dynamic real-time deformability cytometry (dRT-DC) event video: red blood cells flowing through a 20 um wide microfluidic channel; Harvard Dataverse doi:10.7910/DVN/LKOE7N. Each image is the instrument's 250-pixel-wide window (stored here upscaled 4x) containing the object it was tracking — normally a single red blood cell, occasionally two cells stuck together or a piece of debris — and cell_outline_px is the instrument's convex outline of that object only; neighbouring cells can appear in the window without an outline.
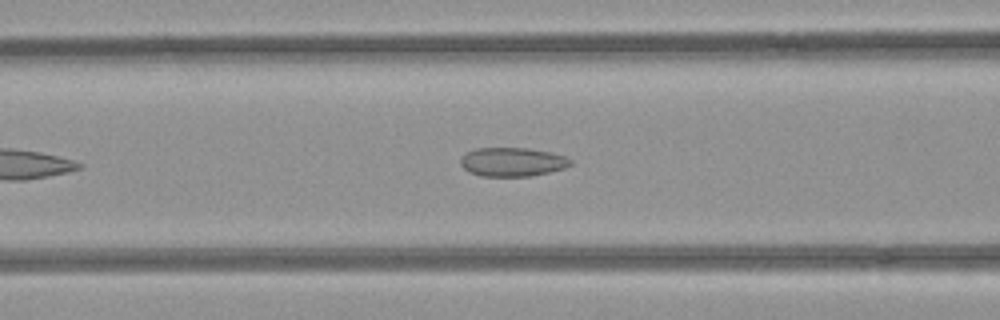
{"species": "common noctule bat (a hibernating species)", "species_latin": "Nyctalus noctula", "temperature_condition": "room temperature", "stored_images_in_passage": 27, "camera_frame_rate_fps": 3000, "um_per_image_px": 0.085, "animal": {"sex": "female", "body_mass_g": 21.9}, "frame": {"image": 1, "passage_image": 11, "time_ms": 3.333, "image_size_px": [1000, 320], "cell_outline_px": [[572, 164], [564, 168], [532, 176], [480, 176], [468, 172], [460, 164], [460, 160], [468, 152], [476, 148], [524, 148], [548, 152], [564, 156], [572, 160]], "centroid_in_image_um": [43.54, 13.77], "position_along_channel_um": 123.1, "area_um2": 18.32}}
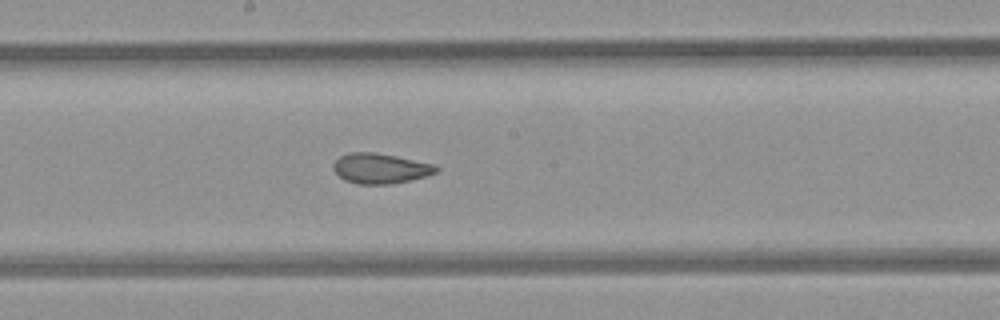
{"frame": {"image": 2, "passage_image": 18, "time_ms": 5.667, "image_size_px": [1000, 320], "cell_outline_px": [[440, 172], [392, 184], [356, 184], [344, 180], [332, 168], [332, 164], [340, 156], [348, 152], [376, 152], [396, 156], [432, 164], [440, 168]], "centroid_in_image_um": [32.31, 14.31], "position_along_channel_um": 215.9, "area_um2": 18.09}}
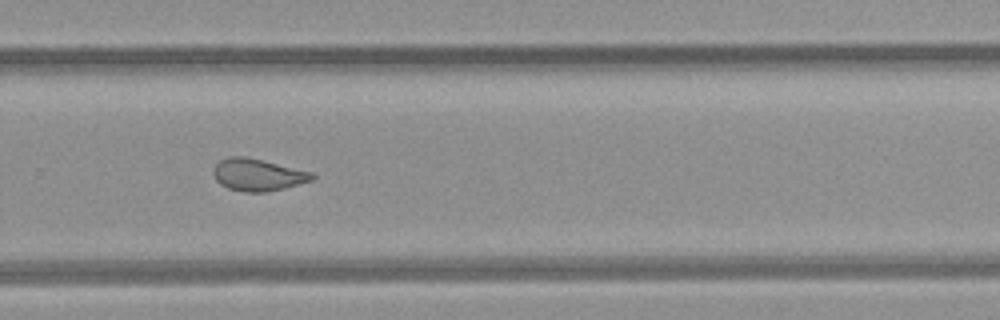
{"frame": {"image": 3, "passage_image": 25, "time_ms": 8.0, "image_size_px": [1000, 320], "cell_outline_px": [[316, 176], [312, 180], [284, 188], [264, 192], [244, 192], [228, 188], [220, 184], [216, 180], [212, 172], [216, 164], [220, 160], [228, 156], [244, 156], [312, 172]], "centroid_in_image_um": [21.88, 14.86], "position_along_channel_um": 307.9, "area_um2": 18.32}}